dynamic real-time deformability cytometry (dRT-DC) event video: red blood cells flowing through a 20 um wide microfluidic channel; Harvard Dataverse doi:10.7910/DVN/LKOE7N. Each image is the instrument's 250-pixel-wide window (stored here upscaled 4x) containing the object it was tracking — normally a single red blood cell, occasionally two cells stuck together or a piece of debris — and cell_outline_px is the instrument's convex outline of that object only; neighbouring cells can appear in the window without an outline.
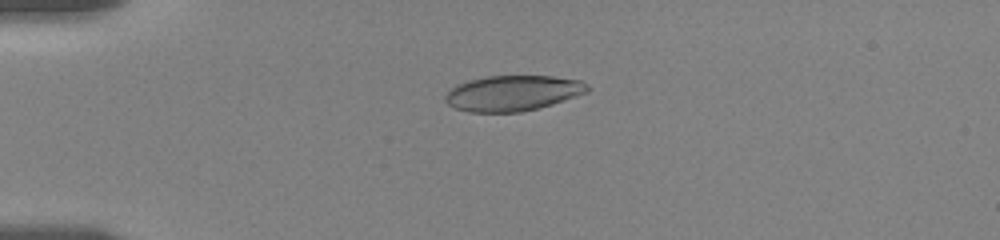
{"species": "human", "species_latin": "Homo sapiens", "temperature_condition": "room temperature", "stored_images_in_passage": 29, "camera_frame_rate_fps": 3000, "um_per_image_px": 0.085, "donor": {"sex": "female"}, "frame": {"image": 1, "passage_image": 6, "time_ms": 2.333, "image_size_px": [1000, 240], "cell_outline_px": [[588, 92], [552, 104], [520, 112], [468, 112], [456, 108], [448, 104], [444, 100], [444, 96], [456, 84], [468, 80], [488, 76], [552, 76], [580, 80], [588, 84]], "centroid_in_image_um": [43.57, 7.91], "position_along_channel_um": 41.4, "area_um2": 29.3}}
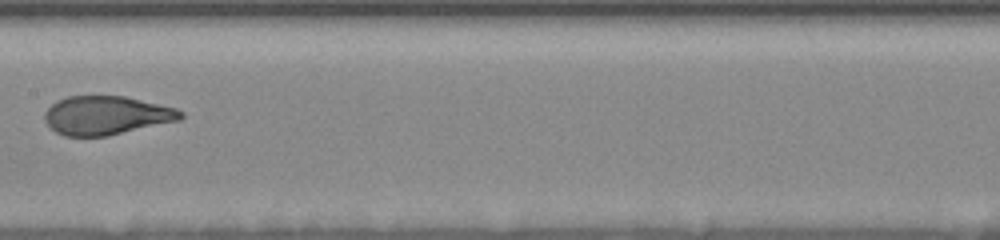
{"frame": {"image": 2, "passage_image": 18, "time_ms": 7.667, "image_size_px": [1000, 240], "cell_outline_px": [[184, 116], [180, 120], [108, 136], [64, 136], [56, 132], [44, 120], [44, 112], [56, 100], [68, 96], [124, 96], [176, 108], [184, 112]], "centroid_in_image_um": [9.04, 9.81], "position_along_channel_um": 198.4, "area_um2": 30.69}}
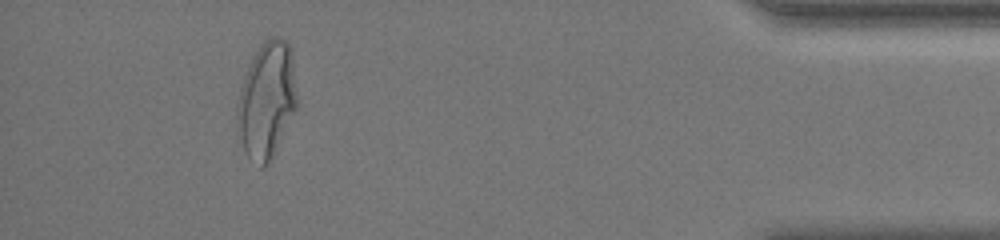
{"frame": {"image": 3, "passage_image": 28, "time_ms": 15.0, "image_size_px": [1000, 240], "cell_outline_px": [[296, 108], [268, 160], [260, 168], [248, 156], [244, 148], [236, 128], [236, 100], [244, 76], [260, 44], [264, 40], [272, 36], [276, 36], [288, 40], [292, 48], [296, 92]], "centroid_in_image_um": [22.64, 8.41], "position_along_channel_um": 412.6, "area_um2": 39.94}, "authors_computed_cell_mechanics": {"area_um2": 30.923, "velocity_mm_per_s": 3.6116, "shape_relaxation_time_tau1_ms": 4.392, "shape_relaxation_time_tau2_ms": 0.6687, "deformation_change_tau1": 0.1906, "deformation_change_tau2": 0.0767}}